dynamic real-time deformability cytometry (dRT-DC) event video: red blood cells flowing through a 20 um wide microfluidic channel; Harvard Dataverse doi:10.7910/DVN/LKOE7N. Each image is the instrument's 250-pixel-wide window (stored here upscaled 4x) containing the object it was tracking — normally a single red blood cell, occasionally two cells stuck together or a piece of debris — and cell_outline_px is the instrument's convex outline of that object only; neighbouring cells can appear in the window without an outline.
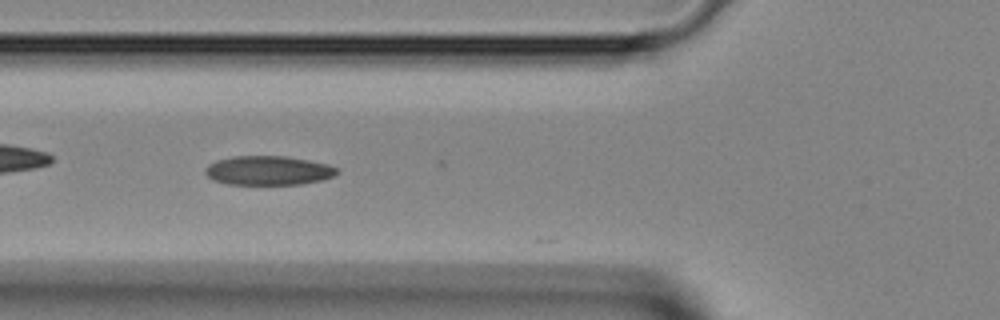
{"species": "Egyptian fruit bat (a non-hibernating species)", "species_latin": "Rousettus aegyptiacus", "temperature_condition": "room temperature", "stored_images_in_passage": 20, "camera_frame_rate_fps": 3000, "um_per_image_px": 0.085, "animal": {"sex": "female"}, "frame": {"image": 1, "passage_image": 12, "time_ms": 3.667, "image_size_px": [1000, 320], "cell_outline_px": [[340, 172], [336, 176], [320, 180], [300, 184], [228, 184], [212, 180], [204, 172], [204, 168], [208, 164], [216, 160], [232, 156], [288, 156], [328, 164], [340, 168]], "centroid_in_image_um": [22.82, 14.48], "position_along_channel_um": 103.0, "area_um2": 22.66}}
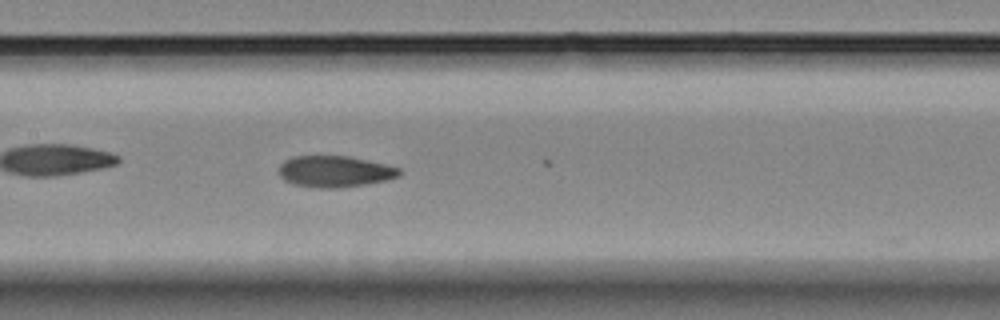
{"frame": {"image": 2, "passage_image": 17, "time_ms": 5.333, "image_size_px": [1000, 320], "cell_outline_px": [[400, 176], [384, 180], [364, 184], [336, 188], [320, 188], [292, 184], [284, 180], [280, 176], [280, 164], [284, 160], [292, 156], [348, 156], [384, 164], [400, 168]], "centroid_in_image_um": [28.42, 14.57], "position_along_channel_um": 179.0, "area_um2": 21.79}}